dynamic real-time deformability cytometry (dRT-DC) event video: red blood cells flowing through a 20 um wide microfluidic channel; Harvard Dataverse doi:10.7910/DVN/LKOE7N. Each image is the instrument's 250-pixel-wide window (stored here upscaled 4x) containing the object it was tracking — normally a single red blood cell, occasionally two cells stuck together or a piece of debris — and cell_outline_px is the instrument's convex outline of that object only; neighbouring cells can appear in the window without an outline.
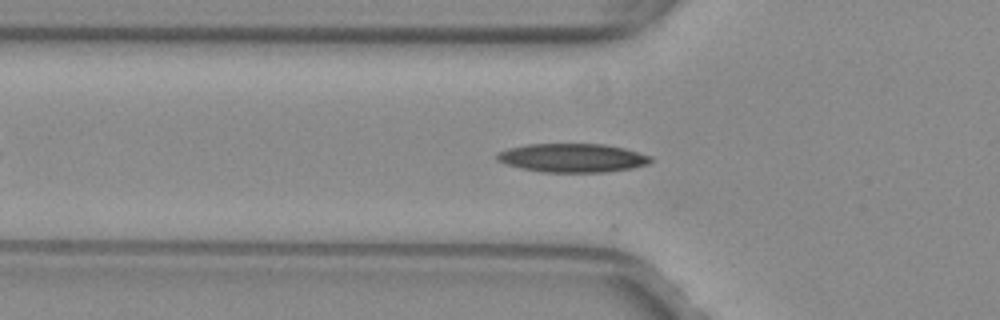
{"species": "common noctule bat (a hibernating species)", "species_latin": "Nyctalus noctula", "temperature_condition": "warm", "stored_images_in_passage": 41, "camera_frame_rate_fps": 3000, "um_per_image_px": 0.085, "animal": {"sex": "female", "body_mass_g": 29.2, "forearm_length_mm": 56.3}, "frame": {"image": 1, "passage_image": 10, "time_ms": 3.0, "image_size_px": [1000, 320], "cell_outline_px": [[652, 160], [648, 164], [632, 168], [604, 172], [544, 172], [520, 168], [504, 164], [496, 160], [496, 156], [500, 152], [508, 148], [528, 144], [604, 144], [624, 148], [652, 156]], "centroid_in_image_um": [48.65, 13.42], "position_along_channel_um": 77.1, "area_um2": 25.72}}
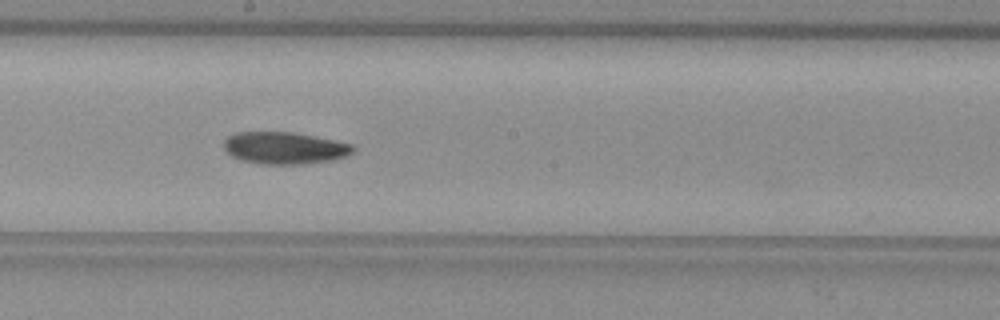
{"frame": {"image": 2, "passage_image": 21, "time_ms": 6.667, "image_size_px": [1000, 320], "cell_outline_px": [[356, 148], [352, 152], [336, 160], [304, 164], [256, 164], [240, 160], [232, 156], [224, 148], [224, 140], [228, 136], [236, 132], [292, 132], [352, 144]], "centroid_in_image_um": [24.16, 12.59], "position_along_channel_um": 224.0, "area_um2": 24.16}}
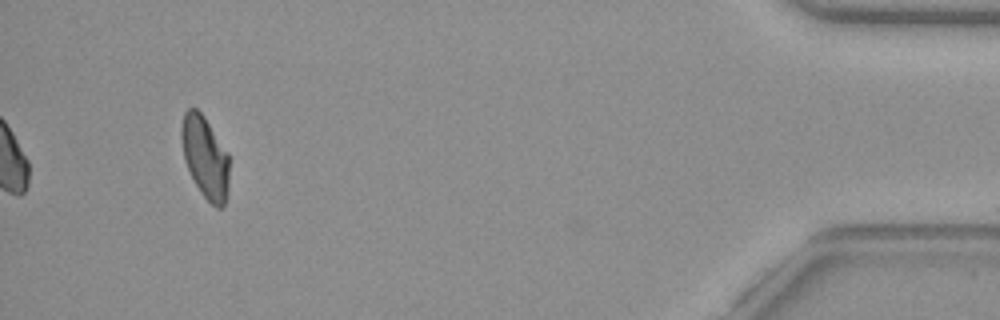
{"frame": {"image": 3, "passage_image": 41, "time_ms": 13.333, "image_size_px": [1000, 320], "cell_outline_px": [[228, 192], [224, 204], [220, 208], [216, 208], [200, 192], [184, 160], [180, 140], [180, 128], [184, 112], [188, 108], [196, 108], [204, 116], [228, 152]], "centroid_in_image_um": [17.42, 13.33], "position_along_channel_um": 417.8, "area_um2": 22.89}, "authors_computed_cell_mechanics": {"area_um2": 23.9292, "velocity_mm_per_s": 3.9968, "shape_relaxation_time_tau1_ms": 10.9044, "shape_relaxation_time_tau2_ms": 10.0631, "deformation_change_tau1": 0.2356, "deformation_change_tau2": 0.1683}}